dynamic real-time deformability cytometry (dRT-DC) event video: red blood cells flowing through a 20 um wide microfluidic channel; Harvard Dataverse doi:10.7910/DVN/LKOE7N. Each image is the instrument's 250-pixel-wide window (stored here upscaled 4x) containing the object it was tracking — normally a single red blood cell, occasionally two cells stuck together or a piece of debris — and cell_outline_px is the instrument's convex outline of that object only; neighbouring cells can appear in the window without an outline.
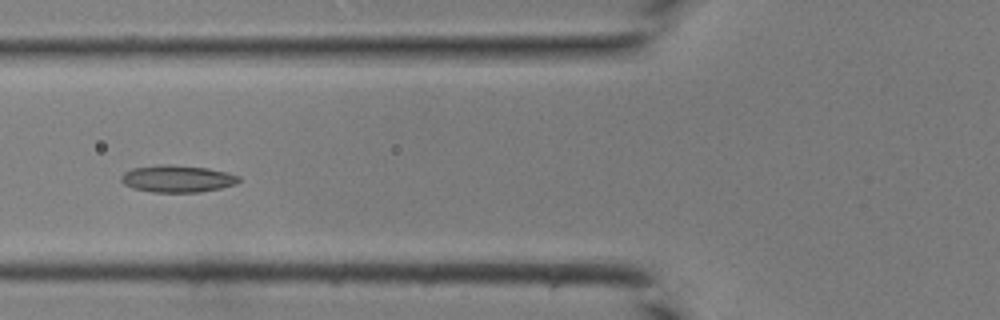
{"species": "common noctule bat (a hibernating species)", "species_latin": "Nyctalus noctula", "temperature_condition": "room temperature", "stored_images_in_passage": 42, "camera_frame_rate_fps": 3000, "um_per_image_px": 0.085, "animal": {"sex": "male", "body_mass_g": 19.0, "forearm_length_mm": 50.8}, "frame": {"image": 1, "passage_image": 16, "time_ms": 5.0, "image_size_px": [1000, 320], "cell_outline_px": [[240, 180], [236, 184], [220, 188], [200, 192], [152, 192], [132, 188], [124, 184], [120, 180], [120, 176], [124, 172], [132, 168], [160, 164], [172, 164], [208, 168], [228, 172], [240, 176]], "centroid_in_image_um": [15.06, 15.18], "position_along_channel_um": 110.7, "area_um2": 18.79}}
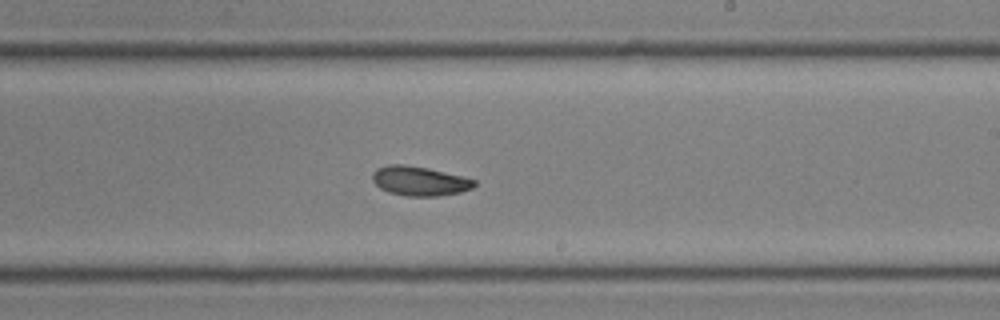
{"frame": {"image": 2, "passage_image": 25, "time_ms": 8.0, "image_size_px": [1000, 320], "cell_outline_px": [[476, 184], [472, 188], [460, 192], [436, 196], [408, 196], [388, 192], [380, 188], [372, 180], [372, 172], [376, 168], [388, 164], [404, 164], [428, 168], [476, 180]], "centroid_in_image_um": [35.62, 15.38], "position_along_channel_um": 253.4, "area_um2": 17.4}}
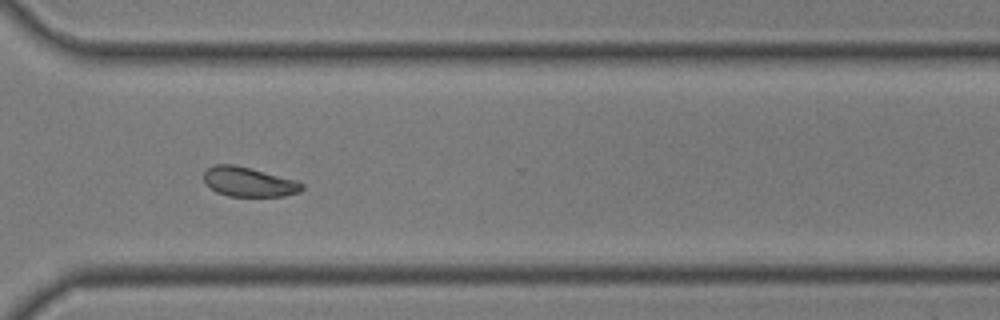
{"frame": {"image": 3, "passage_image": 31, "time_ms": 10.0, "image_size_px": [1000, 320], "cell_outline_px": [[304, 188], [300, 192], [284, 196], [228, 196], [216, 192], [204, 180], [204, 172], [208, 168], [216, 164], [232, 164], [296, 180], [304, 184]], "centroid_in_image_um": [21.16, 15.47], "position_along_channel_um": 349.4, "area_um2": 16.65}}